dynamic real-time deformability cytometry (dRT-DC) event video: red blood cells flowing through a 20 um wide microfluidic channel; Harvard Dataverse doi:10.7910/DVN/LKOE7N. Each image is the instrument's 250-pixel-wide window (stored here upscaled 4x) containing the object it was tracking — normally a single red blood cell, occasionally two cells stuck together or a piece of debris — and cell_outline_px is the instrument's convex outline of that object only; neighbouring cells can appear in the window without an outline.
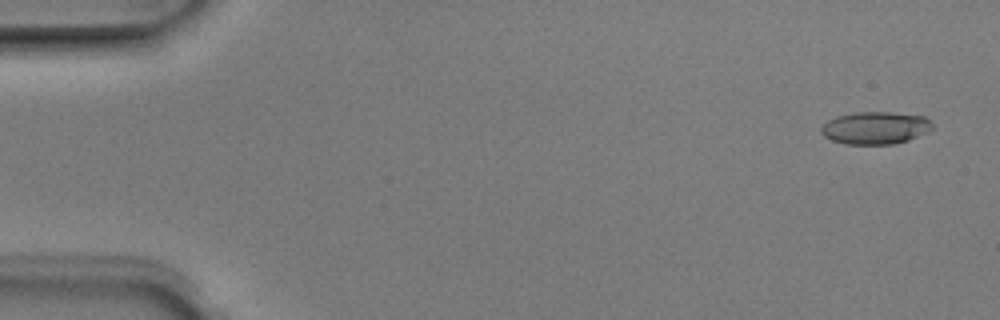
{"species": "Egyptian fruit bat (a non-hibernating species)", "species_latin": "Rousettus aegyptiacus", "temperature_condition": "room temperature", "stored_images_in_passage": 5, "camera_frame_rate_fps": 3000, "um_per_image_px": 0.085, "animal": {"sex": "male"}, "frame": {"image": 1, "passage_image": 1, "time_ms": 0.0, "image_size_px": [1000, 320], "cell_outline_px": [[932, 128], [928, 132], [908, 140], [892, 144], [844, 144], [832, 140], [824, 136], [820, 132], [820, 128], [828, 120], [836, 116], [856, 112], [888, 112], [924, 116], [932, 124]], "centroid_in_image_um": [74.38, 10.87], "position_along_channel_um": 10.6, "area_um2": 20.98}}
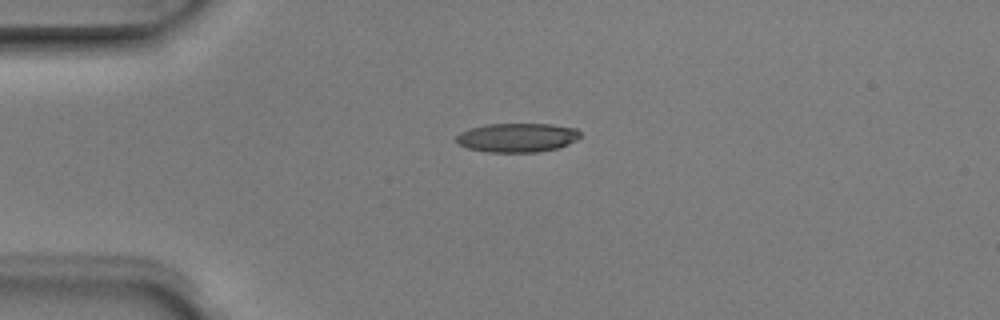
{"frame": {"image": 2, "passage_image": 4, "time_ms": 1.0, "image_size_px": [1000, 320], "cell_outline_px": [[580, 136], [576, 140], [560, 148], [536, 152], [488, 152], [468, 148], [456, 144], [456, 136], [460, 132], [472, 128], [488, 124], [552, 124], [576, 128], [580, 132]], "centroid_in_image_um": [43.97, 11.7], "position_along_channel_um": 41.0, "area_um2": 21.04}}